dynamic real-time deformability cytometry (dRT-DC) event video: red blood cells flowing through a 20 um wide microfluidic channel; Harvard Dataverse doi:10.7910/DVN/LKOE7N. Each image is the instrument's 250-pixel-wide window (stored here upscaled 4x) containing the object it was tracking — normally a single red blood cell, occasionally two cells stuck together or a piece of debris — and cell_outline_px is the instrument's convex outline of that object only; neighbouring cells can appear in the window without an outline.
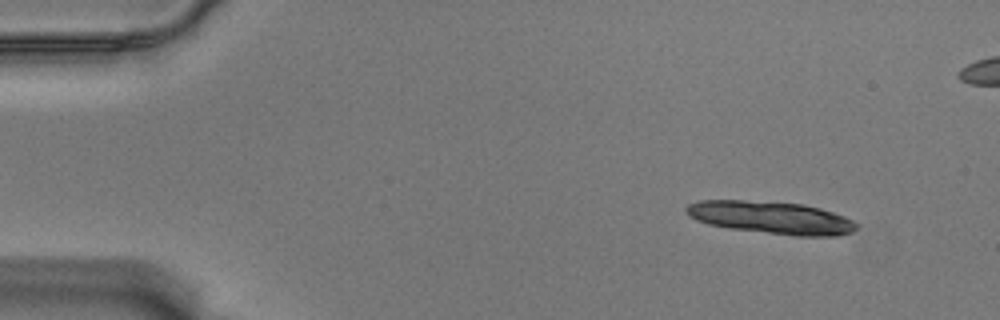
{"species": "Egyptian fruit bat (a non-hibernating species)", "species_latin": "Rousettus aegyptiacus", "temperature_condition": "warm", "stored_images_in_passage": 16, "camera_frame_rate_fps": 3000, "um_per_image_px": 0.085, "animal": {"sex": "male"}, "frame": {"image": 1, "passage_image": 5, "time_ms": 1.333, "image_size_px": [1000, 320], "cell_outline_px": [[856, 228], [852, 232], [836, 236], [792, 236], [728, 228], [708, 224], [696, 220], [688, 216], [684, 212], [684, 208], [688, 204], [700, 200], [744, 200], [804, 204], [820, 208], [844, 216], [852, 220], [856, 224]], "centroid_in_image_um": [65.5, 18.5], "position_along_channel_um": 19.5, "area_um2": 32.48}}